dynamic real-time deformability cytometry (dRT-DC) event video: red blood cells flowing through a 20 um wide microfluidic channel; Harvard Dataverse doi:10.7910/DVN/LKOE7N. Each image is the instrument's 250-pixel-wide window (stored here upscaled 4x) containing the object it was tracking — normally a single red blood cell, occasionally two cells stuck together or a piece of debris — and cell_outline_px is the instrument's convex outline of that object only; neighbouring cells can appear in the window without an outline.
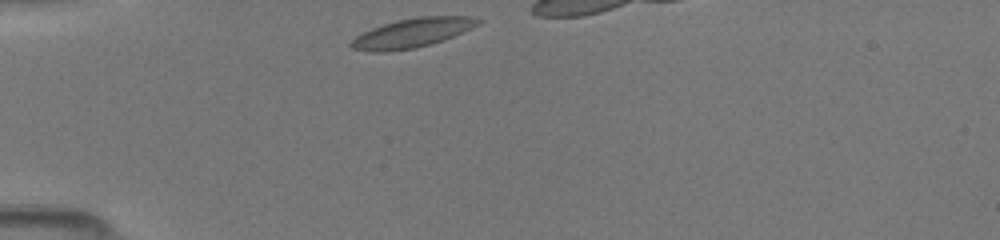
{"species": "common noctule bat (a hibernating species)", "species_latin": "Nyctalus noctula", "temperature_condition": "room temperature", "stored_images_in_passage": 8, "camera_frame_rate_fps": 3000, "um_per_image_px": 0.085, "animal": {"sex": "female", "body_mass_g": 19.5, "forearm_length_mm": 54.1}, "frame": {"image": 1, "passage_image": 1, "time_ms": 0.0, "image_size_px": [1000, 240], "cell_outline_px": [[484, 20], [480, 24], [472, 28], [444, 40], [416, 48], [384, 52], [372, 52], [352, 48], [348, 44], [356, 36], [372, 28], [396, 20], [420, 16], [472, 16]], "centroid_in_image_um": [35.07, 2.79], "position_along_channel_um": 49.9, "area_um2": 21.68}}